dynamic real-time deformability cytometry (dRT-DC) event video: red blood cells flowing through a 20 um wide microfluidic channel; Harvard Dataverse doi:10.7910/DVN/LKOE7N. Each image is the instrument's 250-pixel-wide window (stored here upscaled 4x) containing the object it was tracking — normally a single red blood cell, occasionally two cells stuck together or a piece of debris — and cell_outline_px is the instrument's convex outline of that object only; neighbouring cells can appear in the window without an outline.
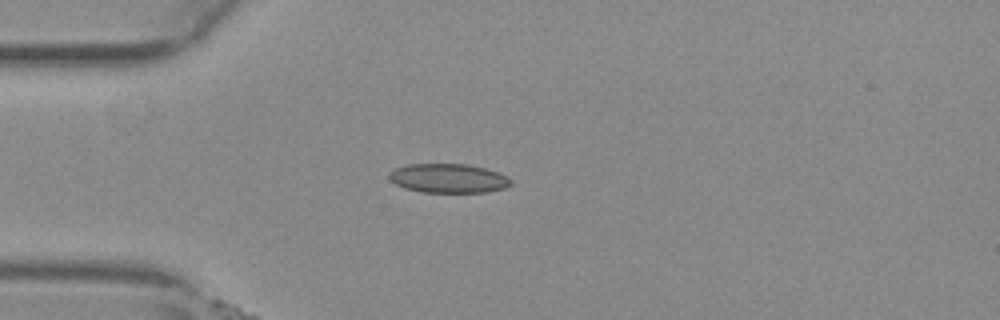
{"species": "common noctule bat (a hibernating species)", "species_latin": "Nyctalus noctula", "temperature_condition": "warm", "stored_images_in_passage": 59, "camera_frame_rate_fps": 3000, "um_per_image_px": 0.085, "animal": {"sex": "female", "body_mass_g": 29.2, "forearm_length_mm": 56.3}, "frame": {"image": 1, "passage_image": 1, "time_ms": 0.0, "image_size_px": [1000, 320], "cell_outline_px": [[512, 184], [504, 188], [488, 192], [424, 192], [404, 188], [396, 184], [388, 176], [396, 168], [408, 164], [468, 164], [484, 168], [508, 176], [512, 180]], "centroid_in_image_um": [38.15, 15.16], "position_along_channel_um": 46.8, "area_um2": 20.52}}